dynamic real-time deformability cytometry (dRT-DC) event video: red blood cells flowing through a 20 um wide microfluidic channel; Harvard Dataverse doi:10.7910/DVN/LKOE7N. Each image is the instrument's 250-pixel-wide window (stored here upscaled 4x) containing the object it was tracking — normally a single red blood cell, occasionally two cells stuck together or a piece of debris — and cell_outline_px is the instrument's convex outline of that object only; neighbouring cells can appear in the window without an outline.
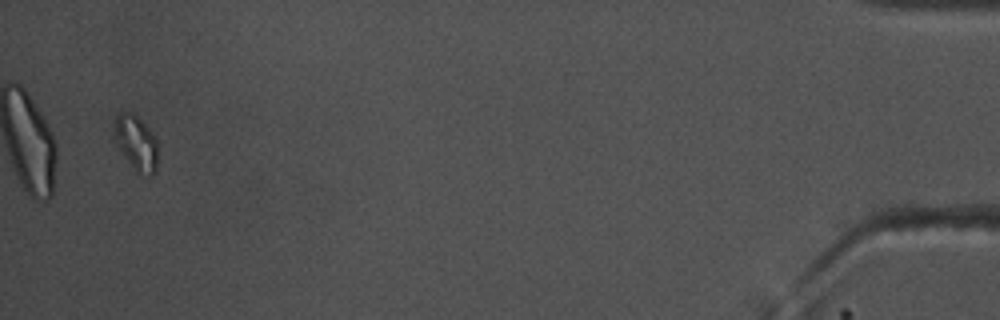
{"species": "common noctule bat (a hibernating species)", "species_latin": "Nyctalus noctula", "temperature_condition": "warm", "stored_images_in_passage": 42, "camera_frame_rate_fps": 3000, "um_per_image_px": 0.085, "animal": {"sex": "male", "body_mass_g": 17.5, "forearm_length_mm": 52.3}, "frame": {"image": 1, "passage_image": 40, "time_ms": 13.0, "image_size_px": [1000, 320], "cell_outline_px": [[156, 172], [152, 176], [140, 176], [136, 172], [120, 152], [112, 136], [112, 132], [116, 116], [120, 112], [132, 112], [152, 132], [156, 140]], "centroid_in_image_um": [11.53, 12.18], "position_along_channel_um": 423.7, "area_um2": 14.22}}